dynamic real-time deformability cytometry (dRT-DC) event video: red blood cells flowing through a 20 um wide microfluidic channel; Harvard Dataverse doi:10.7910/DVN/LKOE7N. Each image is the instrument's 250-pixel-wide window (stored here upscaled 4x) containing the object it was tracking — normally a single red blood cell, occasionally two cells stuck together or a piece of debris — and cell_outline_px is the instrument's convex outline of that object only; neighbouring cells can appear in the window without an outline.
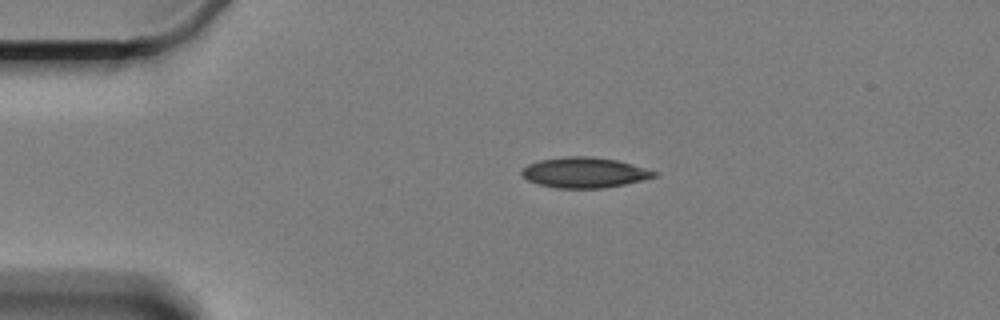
{"species": "Egyptian fruit bat (a non-hibernating species)", "species_latin": "Rousettus aegyptiacus", "temperature_condition": "cold", "stored_images_in_passage": 40, "camera_frame_rate_fps": 3000, "um_per_image_px": 0.085, "animal": {"sex": "female"}, "frame": {"image": 1, "passage_image": 1, "time_ms": 0.0, "image_size_px": [1000, 320], "cell_outline_px": [[660, 172], [656, 176], [644, 180], [604, 188], [556, 188], [536, 184], [528, 180], [520, 172], [528, 164], [540, 160], [564, 156], [592, 156], [620, 160]], "centroid_in_image_um": [49.72, 14.66], "position_along_channel_um": 35.3, "area_um2": 23.76}}
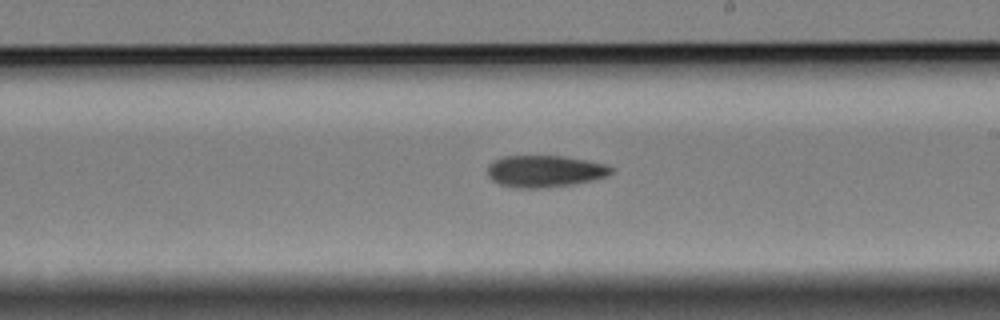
{"frame": {"image": 2, "passage_image": 23, "time_ms": 7.333, "image_size_px": [1000, 320], "cell_outline_px": [[616, 168], [608, 176], [592, 180], [572, 184], [544, 188], [516, 188], [500, 184], [492, 180], [488, 176], [488, 164], [492, 160], [500, 156], [560, 156], [608, 164]], "centroid_in_image_um": [46.3, 14.55], "position_along_channel_um": 242.7, "area_um2": 23.12}}
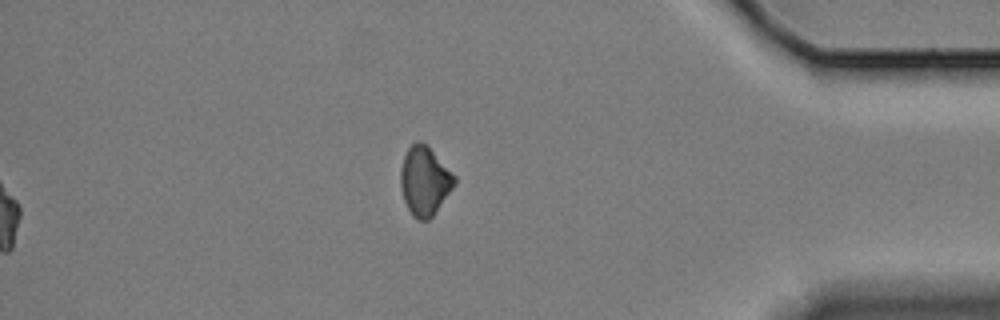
{"frame": {"image": 3, "passage_image": 40, "time_ms": 13.0, "image_size_px": [1000, 320], "cell_outline_px": [[456, 184], [432, 216], [428, 220], [420, 220], [412, 216], [404, 200], [400, 188], [400, 168], [404, 156], [408, 148], [416, 140], [420, 140], [428, 144], [456, 176]], "centroid_in_image_um": [36.09, 15.34], "position_along_channel_um": 399.1, "area_um2": 21.91}, "authors_computed_cell_mechanics": {"area_um2": 23.409, "velocity_mm_per_s": 3.3318, "shape_relaxation_time_tau1_ms": 11.1815, "shape_relaxation_time_tau2_ms": null, "deformation_change_tau1": 0.1029, "deformation_change_tau2": null}}